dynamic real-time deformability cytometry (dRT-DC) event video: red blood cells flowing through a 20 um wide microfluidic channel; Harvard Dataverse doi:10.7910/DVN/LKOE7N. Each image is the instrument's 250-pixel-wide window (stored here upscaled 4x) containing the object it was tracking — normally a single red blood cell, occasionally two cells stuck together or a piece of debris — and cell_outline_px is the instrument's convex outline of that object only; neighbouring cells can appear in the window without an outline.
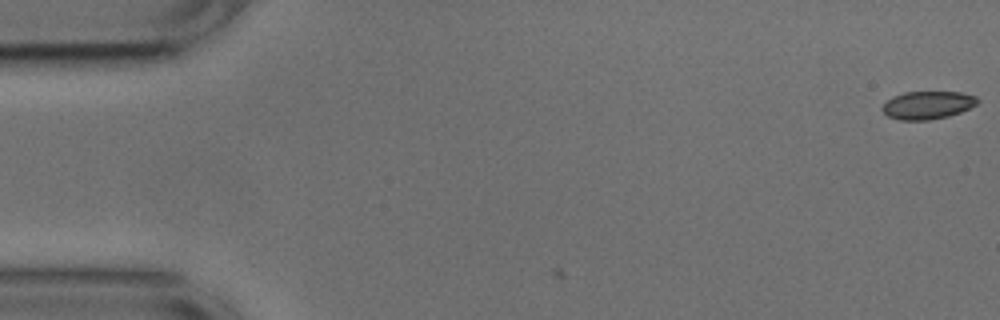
{"species": "common noctule bat (a hibernating species)", "species_latin": "Nyctalus noctula", "temperature_condition": "cold", "stored_images_in_passage": 3, "camera_frame_rate_fps": 3000, "um_per_image_px": 0.085, "animal": {"sex": "male", "body_mass_g": 17.9, "forearm_length_mm": 54.2}, "frame": {"image": 1, "passage_image": 3, "time_ms": 0.667, "image_size_px": [1000, 320], "cell_outline_px": [[980, 100], [976, 104], [960, 112], [948, 116], [928, 120], [900, 120], [888, 116], [880, 108], [892, 96], [904, 92], [960, 92], [976, 96]], "centroid_in_image_um": [78.83, 8.93], "position_along_channel_um": 6.2, "area_um2": 15.43}}